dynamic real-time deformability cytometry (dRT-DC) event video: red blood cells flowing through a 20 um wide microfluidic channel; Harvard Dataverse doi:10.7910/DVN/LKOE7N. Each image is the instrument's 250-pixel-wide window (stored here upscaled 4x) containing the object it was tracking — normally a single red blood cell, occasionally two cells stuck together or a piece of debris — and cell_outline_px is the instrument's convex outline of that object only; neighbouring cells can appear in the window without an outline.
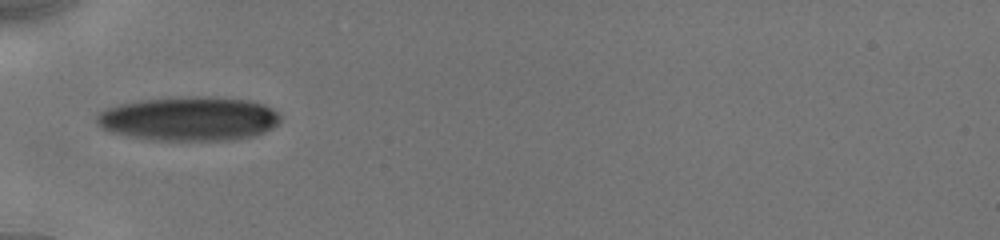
{"species": "human", "species_latin": "Homo sapiens", "temperature_condition": "cold", "stored_images_in_passage": 2, "camera_frame_rate_fps": 3000, "um_per_image_px": 0.085, "donor": {"sex": "male"}, "frame": {"image": 1, "passage_image": 1, "time_ms": 0.0, "image_size_px": [1000, 240], "cell_outline_px": [[280, 120], [272, 128], [264, 132], [252, 136], [228, 140], [152, 140], [108, 132], [100, 128], [96, 124], [96, 116], [100, 112], [108, 108], [120, 104], [136, 100], [192, 96], [212, 96], [248, 100], [264, 104], [272, 108], [280, 116]], "centroid_in_image_um": [16.04, 10.08], "position_along_channel_um": 69.0, "area_um2": 47.45}}